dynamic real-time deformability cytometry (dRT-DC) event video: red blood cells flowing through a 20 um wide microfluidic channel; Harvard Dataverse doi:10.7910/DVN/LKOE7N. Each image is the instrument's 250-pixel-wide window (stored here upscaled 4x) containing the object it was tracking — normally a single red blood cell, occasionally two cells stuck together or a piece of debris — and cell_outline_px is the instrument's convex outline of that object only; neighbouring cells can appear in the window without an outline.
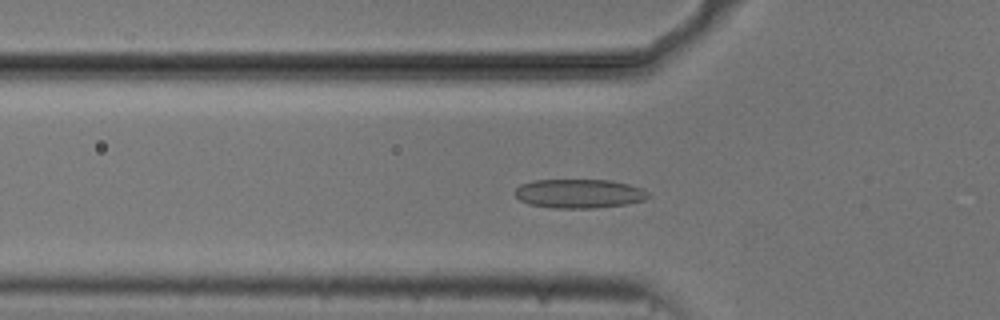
{"species": "common noctule bat (a hibernating species)", "species_latin": "Nyctalus noctula", "temperature_condition": "cold", "stored_images_in_passage": 54, "camera_frame_rate_fps": 3000, "um_per_image_px": 0.085, "animal": {"sex": "male", "body_mass_g": 20.5, "forearm_length_mm": 52.5}, "frame": {"image": 1, "passage_image": 18, "time_ms": 5.667, "image_size_px": [1000, 320], "cell_outline_px": [[652, 196], [644, 200], [628, 204], [596, 208], [552, 208], [528, 204], [520, 200], [512, 192], [520, 184], [532, 180], [608, 180], [628, 184], [644, 188]], "centroid_in_image_um": [49.23, 16.46], "position_along_channel_um": 76.6, "area_um2": 22.89}}
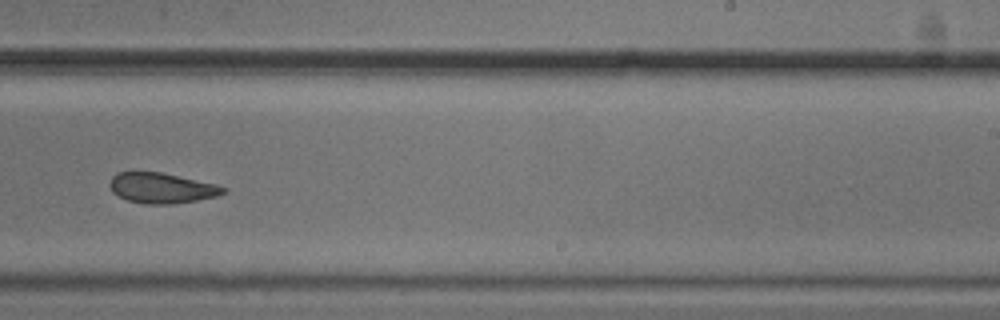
{"frame": {"image": 2, "passage_image": 34, "time_ms": 11.0, "image_size_px": [1000, 320], "cell_outline_px": [[228, 192], [216, 196], [196, 200], [168, 204], [144, 204], [128, 200], [112, 192], [108, 184], [112, 176], [116, 172], [160, 172], [216, 184], [228, 188]], "centroid_in_image_um": [13.74, 15.98], "position_along_channel_um": 275.3, "area_um2": 20.06}}
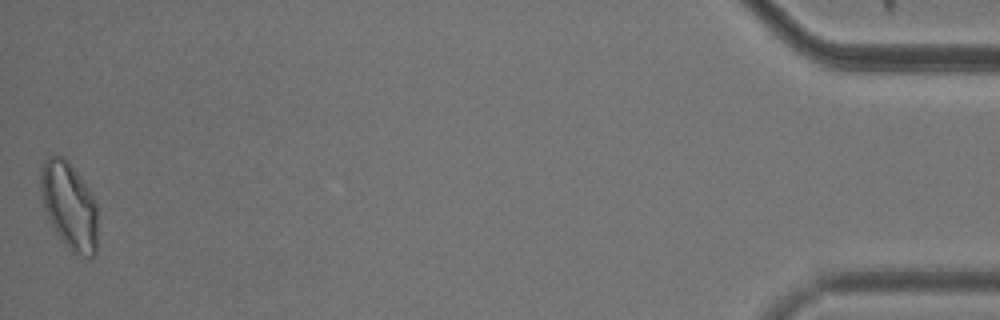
{"frame": {"image": 3, "passage_image": 54, "time_ms": 17.667, "image_size_px": [1000, 320], "cell_outline_px": [[96, 252], [88, 260], [84, 260], [72, 252], [60, 240], [48, 220], [40, 196], [40, 172], [44, 160], [48, 156], [56, 152], [64, 156], [68, 160], [80, 176], [96, 200]], "centroid_in_image_um": [5.86, 17.48], "position_along_channel_um": 429.3, "area_um2": 29.77}, "authors_computed_cell_mechanics": {"area_um2": 22.4842, "velocity_mm_per_s": 3.7131, "shape_relaxation_time_tau1_ms": null, "shape_relaxation_time_tau2_ms": 2.4712, "deformation_change_tau1": null, "deformation_change_tau2": 0.0818}}